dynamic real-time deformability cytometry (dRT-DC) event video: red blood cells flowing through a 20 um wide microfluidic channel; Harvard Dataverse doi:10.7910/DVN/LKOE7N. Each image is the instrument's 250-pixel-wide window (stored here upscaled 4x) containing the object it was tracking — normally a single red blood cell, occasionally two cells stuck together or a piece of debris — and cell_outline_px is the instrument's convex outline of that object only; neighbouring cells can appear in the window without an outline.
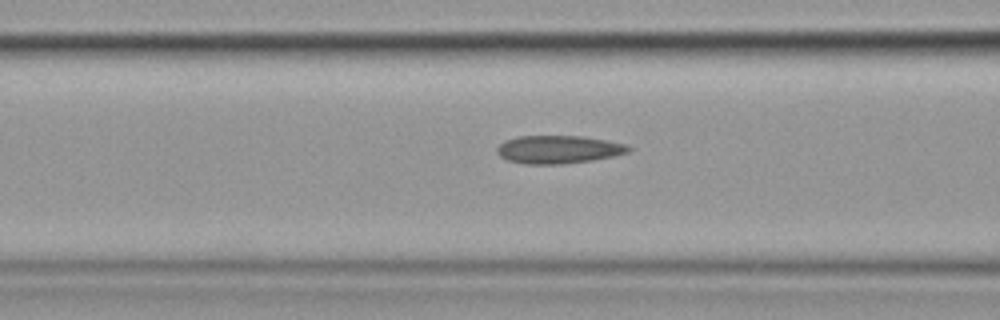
{"species": "common noctule bat (a hibernating species)", "species_latin": "Nyctalus noctula", "temperature_condition": "cold", "stored_images_in_passage": 13, "camera_frame_rate_fps": 3000, "um_per_image_px": 0.085, "animal": {"sex": "female", "body_mass_g": 19.9}, "frame": {"image": 1, "passage_image": 11, "time_ms": 3.333, "image_size_px": [1000, 320], "cell_outline_px": [[632, 148], [628, 152], [612, 156], [592, 160], [560, 164], [524, 164], [508, 160], [500, 156], [496, 152], [496, 148], [504, 140], [516, 136], [584, 136], [608, 140], [628, 144]], "centroid_in_image_um": [47.46, 12.69], "position_along_channel_um": 119.1, "area_um2": 21.62}}